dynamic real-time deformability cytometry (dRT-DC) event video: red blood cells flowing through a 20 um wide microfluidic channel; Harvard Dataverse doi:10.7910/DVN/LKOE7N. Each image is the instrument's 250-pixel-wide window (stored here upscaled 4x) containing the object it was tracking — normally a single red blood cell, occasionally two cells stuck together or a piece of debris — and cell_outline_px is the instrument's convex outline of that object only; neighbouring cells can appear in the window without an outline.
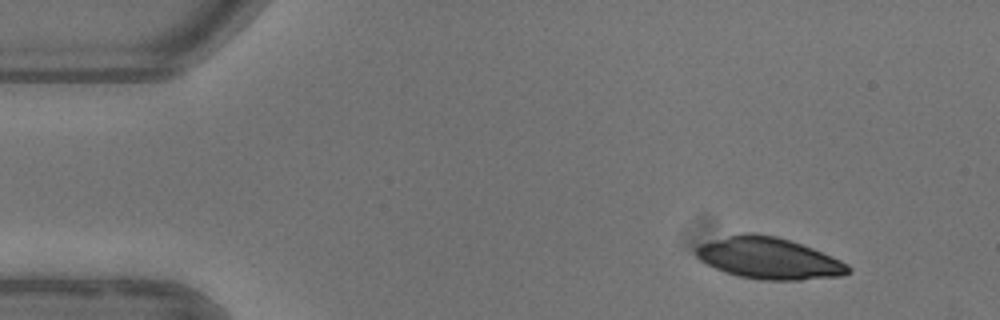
{"species": "common noctule bat (a hibernating species)", "species_latin": "Nyctalus noctula", "temperature_condition": "warm", "stored_images_in_passage": 3, "camera_frame_rate_fps": 3000, "um_per_image_px": 0.085, "animal": {"sex": "female"}, "frame": {"image": 1, "passage_image": 1, "time_ms": 0.0, "image_size_px": [1000, 320], "cell_outline_px": [[852, 272], [844, 276], [800, 280], [760, 280], [740, 276], [724, 272], [700, 260], [696, 256], [696, 248], [700, 244], [728, 236], [744, 232], [752, 232], [776, 236], [812, 248], [832, 256], [848, 264], [852, 268]], "centroid_in_image_um": [65.4, 21.96], "position_along_channel_um": 19.6, "area_um2": 36.76}}